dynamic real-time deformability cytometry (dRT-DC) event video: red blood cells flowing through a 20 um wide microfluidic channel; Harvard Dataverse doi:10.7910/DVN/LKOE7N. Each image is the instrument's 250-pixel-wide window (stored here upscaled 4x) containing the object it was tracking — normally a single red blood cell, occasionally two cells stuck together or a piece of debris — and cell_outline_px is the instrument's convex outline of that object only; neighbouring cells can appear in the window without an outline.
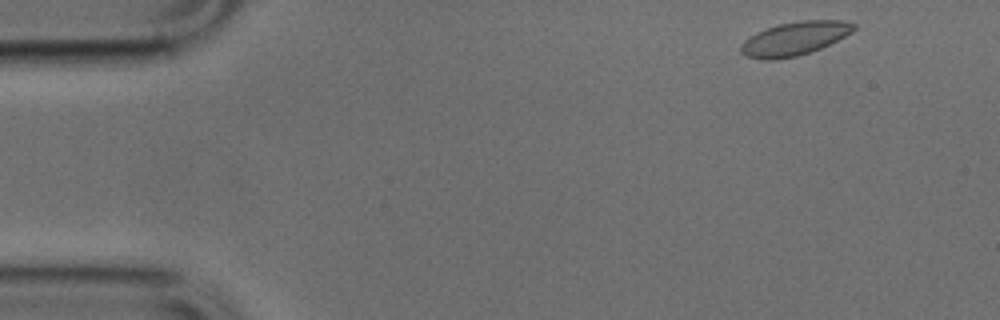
{"species": "common noctule bat (a hibernating species)", "species_latin": "Nyctalus noctula", "temperature_condition": "cold", "stored_images_in_passage": 48, "camera_frame_rate_fps": 3000, "um_per_image_px": 0.085, "animal": {"sex": "male", "body_mass_g": 17.9, "forearm_length_mm": 54.2}, "frame": {"image": 1, "passage_image": 2, "time_ms": 0.333, "image_size_px": [1000, 320], "cell_outline_px": [[856, 28], [852, 32], [820, 48], [796, 56], [776, 60], [764, 60], [748, 56], [740, 52], [740, 44], [744, 40], [756, 32], [776, 24], [800, 20], [840, 20], [856, 24]], "centroid_in_image_um": [67.5, 3.27], "position_along_channel_um": 17.5, "area_um2": 22.02}}
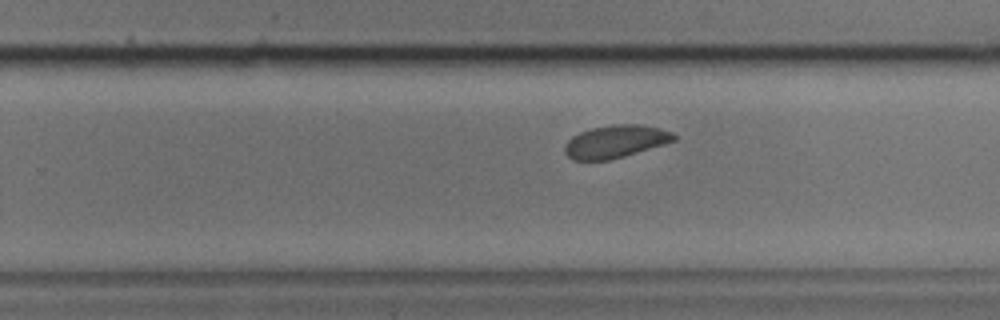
{"frame": {"image": 2, "passage_image": 29, "time_ms": 9.333, "image_size_px": [1000, 320], "cell_outline_px": [[676, 140], [624, 156], [608, 160], [572, 160], [564, 152], [564, 144], [572, 136], [580, 132], [592, 128], [612, 124], [640, 124], [660, 128], [672, 132], [676, 136]], "centroid_in_image_um": [52.29, 12.02], "position_along_channel_um": 277.5, "area_um2": 20.75}}
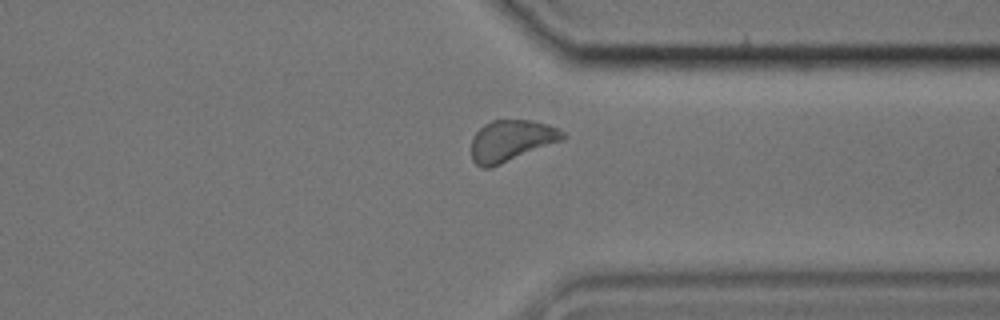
{"frame": {"image": 3, "passage_image": 36, "time_ms": 11.667, "image_size_px": [1000, 320], "cell_outline_px": [[568, 136], [564, 140], [492, 168], [480, 168], [472, 160], [472, 140], [476, 132], [484, 124], [492, 120], [528, 120], [544, 124], [556, 128], [564, 132]], "centroid_in_image_um": [43.46, 11.98], "position_along_channel_um": 367.9, "area_um2": 22.14}}